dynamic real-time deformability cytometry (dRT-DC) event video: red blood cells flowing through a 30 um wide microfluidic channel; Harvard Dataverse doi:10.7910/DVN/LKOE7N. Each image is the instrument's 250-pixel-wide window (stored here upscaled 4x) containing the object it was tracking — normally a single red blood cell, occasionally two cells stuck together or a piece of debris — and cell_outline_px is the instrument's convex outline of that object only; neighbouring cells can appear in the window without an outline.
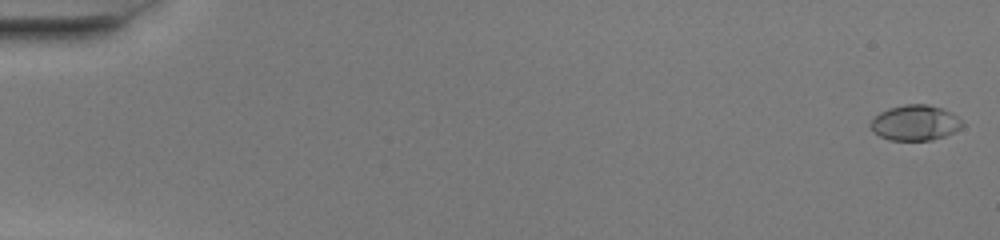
{"species": "common noctule bat (a hibernating species)", "species_latin": "Nyctalus noctula", "temperature_condition": "warm", "stored_images_in_passage": 51, "camera_frame_rate_fps": 3000, "um_per_image_px": 0.085, "animal": {"sex": "female", "body_mass_g": 20.0, "forearm_length_mm": 54.0}, "frame": {"image": 1, "passage_image": 1, "time_ms": 0.0, "image_size_px": [1000, 240], "cell_outline_px": [[964, 124], [960, 128], [944, 136], [932, 140], [888, 140], [880, 136], [868, 128], [868, 124], [880, 112], [888, 108], [904, 104], [924, 104], [940, 108], [952, 112]], "centroid_in_image_um": [77.74, 10.44], "position_along_channel_um": 7.3, "area_um2": 18.9}}
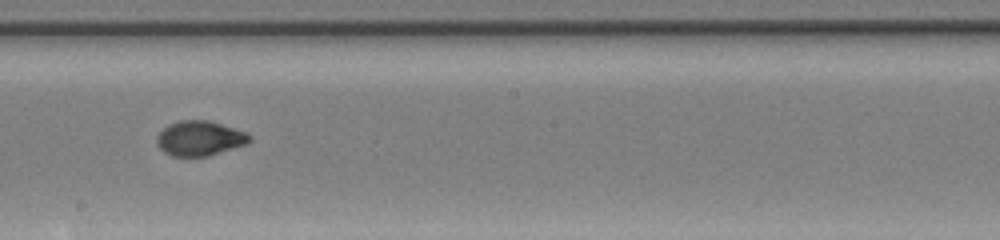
{"frame": {"image": 2, "passage_image": 30, "time_ms": 9.667, "image_size_px": [1000, 240], "cell_outline_px": [[252, 140], [248, 144], [208, 156], [172, 156], [164, 152], [156, 144], [156, 136], [168, 124], [180, 120], [208, 120], [248, 132], [252, 136]], "centroid_in_image_um": [17.0, 11.75], "position_along_channel_um": 231.2, "area_um2": 19.07}}
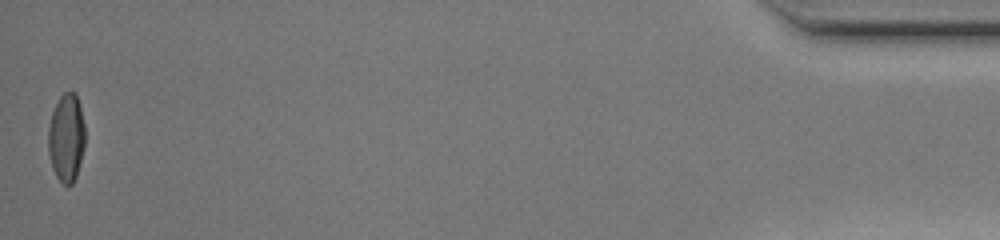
{"frame": {"image": 3, "passage_image": 51, "time_ms": 16.667, "image_size_px": [1000, 240], "cell_outline_px": [[84, 144], [76, 176], [72, 184], [64, 184], [56, 176], [52, 168], [48, 152], [48, 128], [52, 112], [60, 96], [64, 92], [76, 92], [84, 124]], "centroid_in_image_um": [5.62, 11.69], "position_along_channel_um": 429.6, "area_um2": 18.67}, "authors_computed_cell_mechanics": {"area_um2": 18.7272, "velocity_mm_per_s": 4.1122, "shape_relaxation_time_tau1_ms": 4.5873, "shape_relaxation_time_tau2_ms": 0.7936, "deformation_change_tau1": 0.2169, "deformation_change_tau2": 0.0366}}